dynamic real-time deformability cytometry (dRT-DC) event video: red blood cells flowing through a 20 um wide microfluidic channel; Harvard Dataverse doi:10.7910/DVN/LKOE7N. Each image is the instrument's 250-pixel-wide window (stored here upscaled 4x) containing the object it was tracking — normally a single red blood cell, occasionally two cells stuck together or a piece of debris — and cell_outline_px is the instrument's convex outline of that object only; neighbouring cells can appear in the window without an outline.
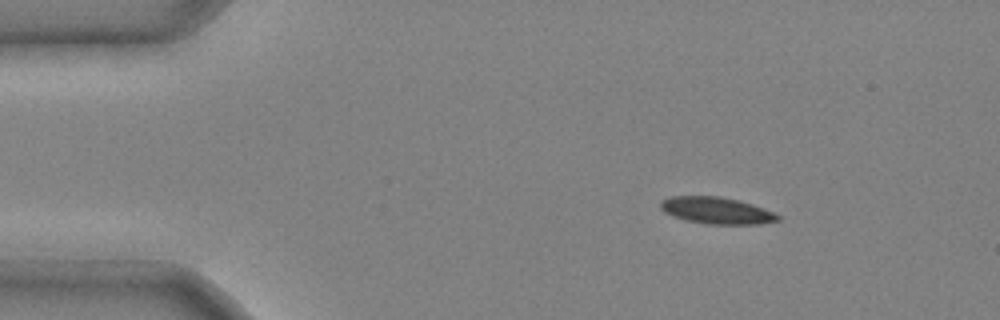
{"species": "common noctule bat (a hibernating species)", "species_latin": "Nyctalus noctula", "temperature_condition": "cold", "stored_images_in_passage": 3, "camera_frame_rate_fps": 3000, "um_per_image_px": 0.085, "animal": {"sex": "male", "body_mass_g": 20.4}, "frame": {"image": 1, "passage_image": 1, "time_ms": 0.0, "image_size_px": [1000, 320], "cell_outline_px": [[780, 220], [760, 224], [708, 224], [688, 220], [664, 212], [660, 208], [660, 200], [672, 196], [720, 196], [740, 200], [764, 208], [780, 216]], "centroid_in_image_um": [60.92, 17.88], "position_along_channel_um": 24.1, "area_um2": 18.21}}
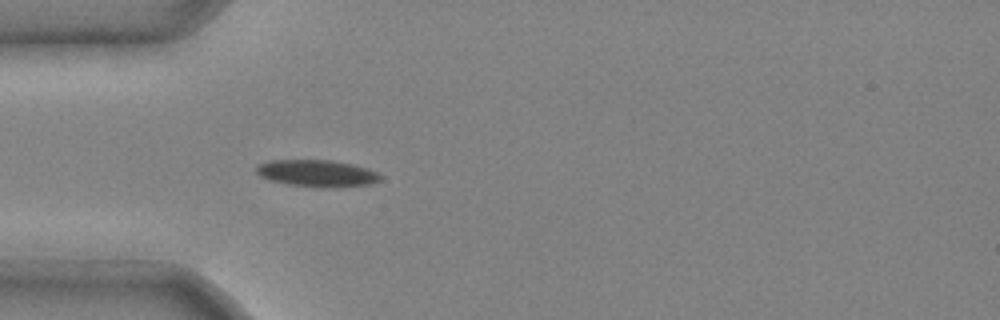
{"frame": {"image": 2, "passage_image": 3, "time_ms": 0.667, "image_size_px": [1000, 320], "cell_outline_px": [[384, 176], [380, 180], [368, 184], [336, 188], [316, 188], [288, 184], [268, 180], [260, 176], [256, 172], [256, 164], [268, 160], [332, 160], [352, 164], [368, 168]], "centroid_in_image_um": [26.93, 14.74], "position_along_channel_um": 58.1, "area_um2": 19.83}}